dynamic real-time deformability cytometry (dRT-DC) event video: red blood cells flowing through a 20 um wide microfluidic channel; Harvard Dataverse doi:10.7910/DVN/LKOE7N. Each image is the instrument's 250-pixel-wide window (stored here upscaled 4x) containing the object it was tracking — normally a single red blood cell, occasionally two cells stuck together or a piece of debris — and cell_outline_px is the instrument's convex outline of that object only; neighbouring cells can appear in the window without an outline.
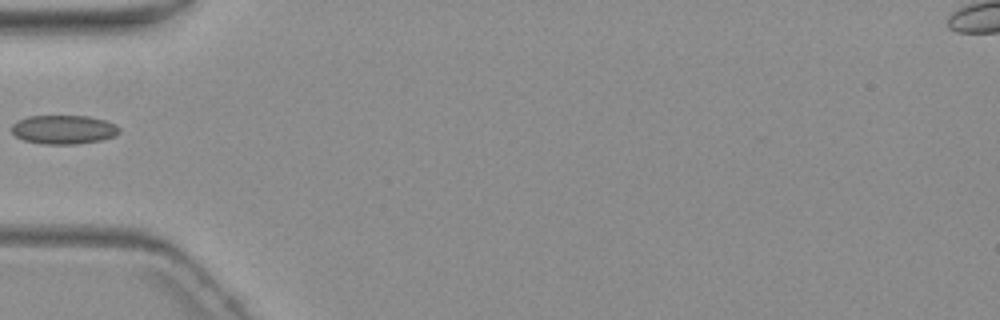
{"species": "common noctule bat (a hibernating species)", "species_latin": "Nyctalus noctula", "temperature_condition": "warm", "stored_images_in_passage": 4, "camera_frame_rate_fps": 3000, "um_per_image_px": 0.085, "animal": {"sex": "female", "body_mass_g": 19.3, "forearm_length_mm": 54.1}, "frame": {"image": 1, "passage_image": 4, "time_ms": 3.667, "image_size_px": [1000, 320], "cell_outline_px": [[120, 132], [112, 136], [100, 140], [76, 144], [44, 144], [24, 140], [16, 136], [12, 132], [12, 124], [16, 120], [28, 116], [88, 116], [104, 120], [116, 124], [120, 128]], "centroid_in_image_um": [5.39, 11.0], "position_along_channel_um": 79.6, "area_um2": 18.09}}